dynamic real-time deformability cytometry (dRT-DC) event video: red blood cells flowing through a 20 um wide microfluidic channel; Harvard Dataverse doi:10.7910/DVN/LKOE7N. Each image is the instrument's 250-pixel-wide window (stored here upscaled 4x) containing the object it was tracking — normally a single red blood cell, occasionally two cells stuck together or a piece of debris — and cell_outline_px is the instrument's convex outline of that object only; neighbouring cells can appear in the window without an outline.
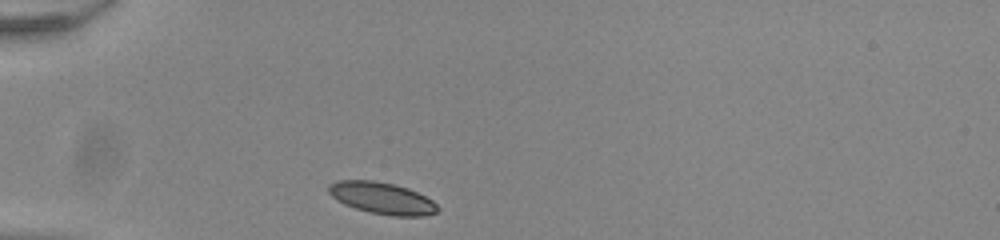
{"species": "common noctule bat (a hibernating species)", "species_latin": "Nyctalus noctula", "temperature_condition": "room temperature", "stored_images_in_passage": 30, "camera_frame_rate_fps": 3000, "um_per_image_px": 0.085, "animal": {"sex": "male", "body_mass_g": 20.0, "forearm_length_mm": 53.3}, "frame": {"image": 1, "passage_image": 1, "time_ms": 0.0, "image_size_px": [1000, 240], "cell_outline_px": [[440, 208], [436, 212], [424, 216], [392, 216], [368, 212], [344, 204], [336, 200], [328, 192], [328, 184], [336, 180], [372, 180], [392, 184], [408, 188], [432, 200]], "centroid_in_image_um": [32.44, 16.84], "position_along_channel_um": 52.6, "area_um2": 20.17}}
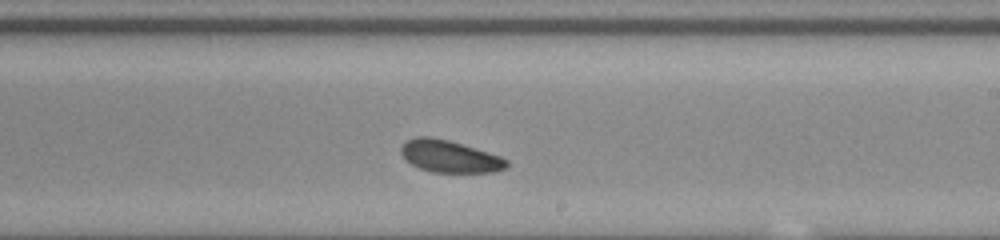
{"frame": {"image": 2, "passage_image": 18, "time_ms": 5.667, "image_size_px": [1000, 240], "cell_outline_px": [[508, 168], [496, 172], [432, 172], [420, 168], [412, 164], [400, 152], [400, 148], [408, 140], [416, 136], [428, 136], [448, 140], [488, 152], [500, 156], [508, 160]], "centroid_in_image_um": [38.25, 13.3], "position_along_channel_um": 250.7, "area_um2": 19.59}}
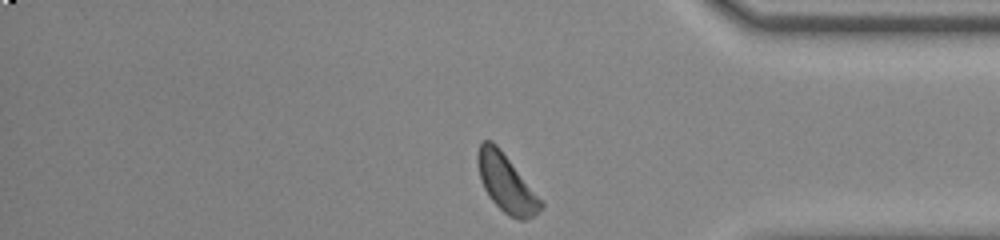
{"frame": {"image": 3, "passage_image": 30, "time_ms": 9.667, "image_size_px": [1000, 240], "cell_outline_px": [[544, 204], [536, 216], [524, 220], [516, 220], [508, 216], [492, 200], [484, 188], [480, 180], [476, 160], [476, 156], [480, 144], [484, 140], [492, 140], [500, 148]], "centroid_in_image_um": [43.01, 15.58], "position_along_channel_um": 392.2, "area_um2": 21.04}, "authors_computed_cell_mechanics": {"area_um2": 19.7676, "velocity_mm_per_s": 3.8658, "shape_relaxation_time_tau1_ms": 3.1668, "shape_relaxation_time_tau2_ms": 11.3105, "deformation_change_tau1": 0.0639, "deformation_change_tau2": 0.193}}